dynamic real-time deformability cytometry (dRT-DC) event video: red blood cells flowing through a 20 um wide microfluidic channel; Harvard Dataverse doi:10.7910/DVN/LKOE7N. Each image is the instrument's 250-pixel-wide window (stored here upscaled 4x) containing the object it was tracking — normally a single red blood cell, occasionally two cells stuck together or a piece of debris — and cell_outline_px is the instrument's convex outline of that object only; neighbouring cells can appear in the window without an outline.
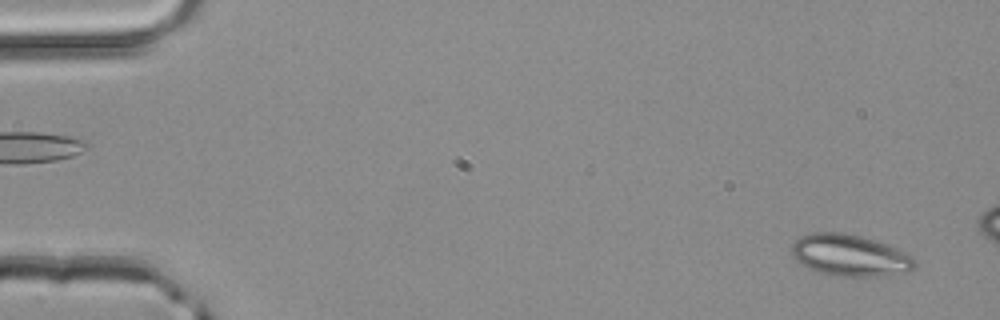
{"species": "common noctule bat (a hibernating species)", "species_latin": "Nyctalus noctula", "temperature_condition": "room temperature", "stored_images_in_passage": 4, "camera_frame_rate_fps": 3000, "um_per_image_px": 0.085, "animal": {"sex": "male", "body_mass_g": 20.4}, "frame": {"image": 1, "passage_image": 4, "time_ms": 1.0, "image_size_px": [1000, 320], "cell_outline_px": [[916, 264], [908, 272], [888, 276], [836, 276], [820, 272], [808, 268], [800, 264], [792, 256], [792, 244], [800, 236], [808, 232], [840, 232], [860, 236], [908, 252], [916, 260]], "centroid_in_image_um": [72.24, 21.71], "position_along_channel_um": 12.8, "area_um2": 30.0}}